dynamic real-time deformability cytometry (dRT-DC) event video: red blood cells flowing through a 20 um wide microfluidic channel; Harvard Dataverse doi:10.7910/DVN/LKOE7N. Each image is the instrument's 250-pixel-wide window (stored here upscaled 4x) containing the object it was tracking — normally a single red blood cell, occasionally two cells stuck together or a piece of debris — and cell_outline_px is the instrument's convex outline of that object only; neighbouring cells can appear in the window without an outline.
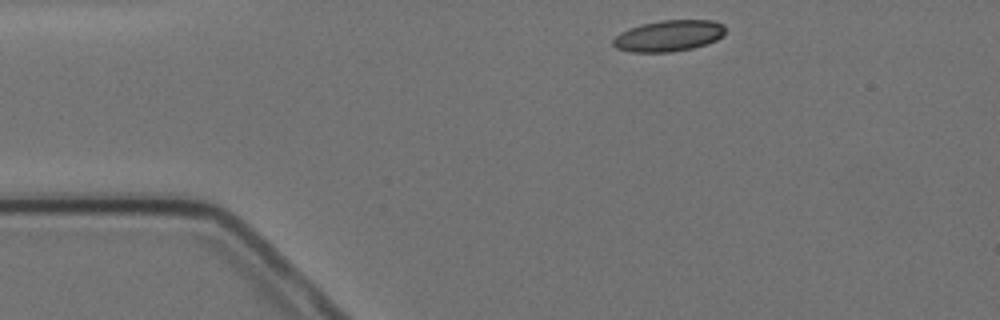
{"species": "Egyptian fruit bat (a non-hibernating species)", "species_latin": "Rousettus aegyptiacus", "temperature_condition": "cold", "stored_images_in_passage": 2, "camera_frame_rate_fps": 3000, "um_per_image_px": 0.085, "animal": {"sex": "female"}, "frame": {"image": 1, "passage_image": 1, "time_ms": 0.0, "image_size_px": [1000, 320], "cell_outline_px": [[724, 36], [716, 40], [692, 48], [672, 52], [632, 52], [616, 48], [612, 44], [612, 40], [620, 32], [628, 28], [660, 20], [712, 20], [724, 24]], "centroid_in_image_um": [56.83, 3.04], "position_along_channel_um": 28.2, "area_um2": 20.4}}